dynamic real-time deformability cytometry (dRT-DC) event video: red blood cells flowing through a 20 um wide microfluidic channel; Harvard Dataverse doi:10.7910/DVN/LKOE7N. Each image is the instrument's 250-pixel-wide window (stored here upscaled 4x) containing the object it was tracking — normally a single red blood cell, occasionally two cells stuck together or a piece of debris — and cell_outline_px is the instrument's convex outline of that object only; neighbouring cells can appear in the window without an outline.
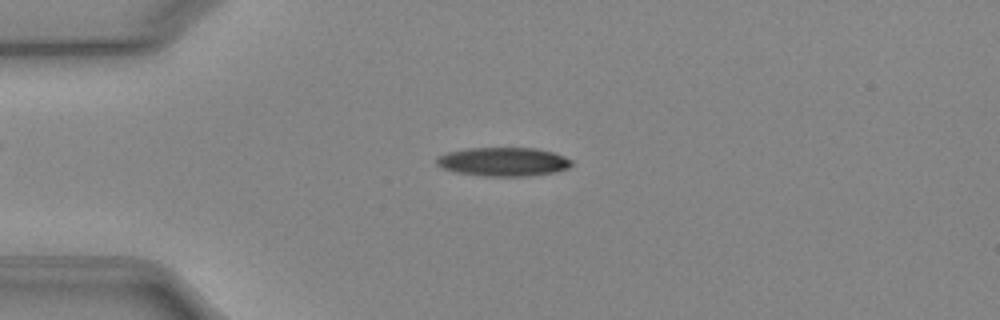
{"species": "Egyptian fruit bat (a non-hibernating species)", "species_latin": "Rousettus aegyptiacus", "temperature_condition": "cold", "stored_images_in_passage": 43, "camera_frame_rate_fps": 3000, "um_per_image_px": 0.085, "animal": {"sex": "female"}, "frame": {"image": 1, "passage_image": 5, "time_ms": 1.333, "image_size_px": [1000, 320], "cell_outline_px": [[572, 164], [568, 168], [556, 172], [528, 176], [484, 176], [456, 172], [440, 168], [436, 164], [436, 156], [448, 152], [468, 148], [536, 148], [552, 152], [564, 156], [572, 160]], "centroid_in_image_um": [42.76, 13.75], "position_along_channel_um": 42.2, "area_um2": 22.77}}
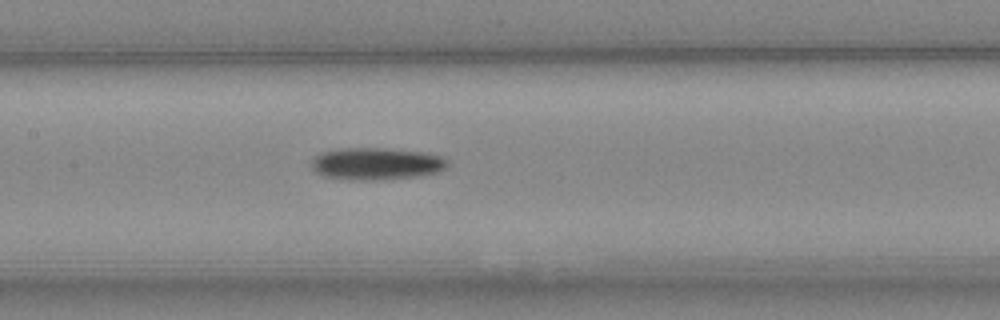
{"frame": {"image": 2, "passage_image": 17, "time_ms": 5.333, "image_size_px": [1000, 320], "cell_outline_px": [[448, 164], [440, 172], [416, 176], [380, 180], [352, 180], [324, 176], [316, 172], [312, 168], [312, 160], [320, 152], [340, 148], [384, 148], [424, 152], [440, 156], [448, 160]], "centroid_in_image_um": [31.98, 13.91], "position_along_channel_um": 175.4, "area_um2": 25.55}}
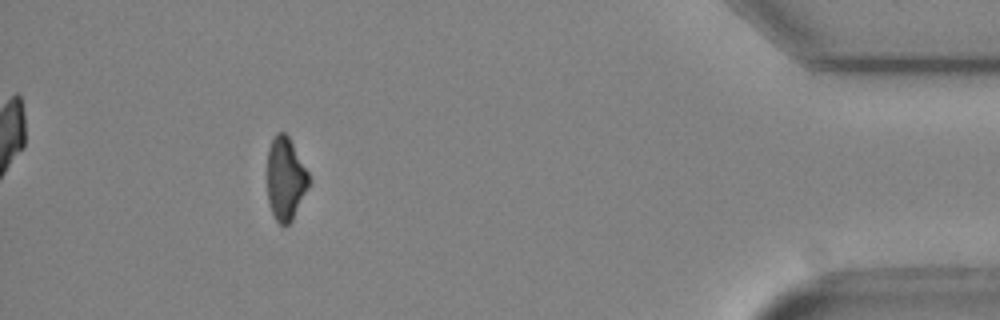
{"frame": {"image": 3, "passage_image": 39, "time_ms": 12.667, "image_size_px": [1000, 320], "cell_outline_px": [[312, 180], [292, 220], [284, 228], [276, 220], [268, 204], [268, 148], [276, 132], [284, 132], [288, 136], [308, 172]], "centroid_in_image_um": [24.28, 15.22], "position_along_channel_um": 410.9, "area_um2": 20.11}, "authors_computed_cell_mechanics": {"area_um2": 22.7732, "velocity_mm_per_s": 3.9608, "shape_relaxation_time_tau1_ms": 5.8352, "shape_relaxation_time_tau2_ms": null, "deformation_change_tau1": 0.1597, "deformation_change_tau2": null}}